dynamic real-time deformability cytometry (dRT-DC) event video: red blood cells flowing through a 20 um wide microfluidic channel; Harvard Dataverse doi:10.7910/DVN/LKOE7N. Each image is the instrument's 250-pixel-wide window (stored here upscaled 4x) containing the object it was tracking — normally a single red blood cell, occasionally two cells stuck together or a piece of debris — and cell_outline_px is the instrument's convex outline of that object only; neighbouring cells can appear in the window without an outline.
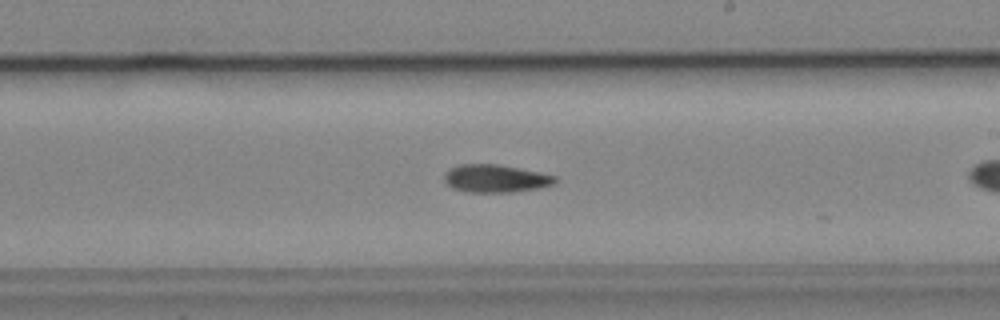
{"species": "common noctule bat (a hibernating species)", "species_latin": "Nyctalus noctula", "temperature_condition": "cold", "stored_images_in_passage": 33, "camera_frame_rate_fps": 3000, "um_per_image_px": 0.085, "animal": {"sex": "male", "body_mass_g": 19.2, "forearm_length_mm": 51.8}, "frame": {"image": 1, "passage_image": 19, "time_ms": 6.0, "image_size_px": [1000, 320], "cell_outline_px": [[556, 184], [540, 188], [512, 192], [468, 192], [452, 188], [444, 180], [444, 172], [448, 168], [456, 164], [500, 164], [540, 172], [556, 176]], "centroid_in_image_um": [42.11, 15.16], "position_along_channel_um": 246.9, "area_um2": 18.26}, "authors_computed_cell_mechanics": {"area_um2": 18.0914, "velocity_mm_per_s": 3.9115, "shape_relaxation_time_tau1_ms": null, "shape_relaxation_time_tau2_ms": 7.7866, "deformation_change_tau1": null, "deformation_change_tau2": 0.1709}}